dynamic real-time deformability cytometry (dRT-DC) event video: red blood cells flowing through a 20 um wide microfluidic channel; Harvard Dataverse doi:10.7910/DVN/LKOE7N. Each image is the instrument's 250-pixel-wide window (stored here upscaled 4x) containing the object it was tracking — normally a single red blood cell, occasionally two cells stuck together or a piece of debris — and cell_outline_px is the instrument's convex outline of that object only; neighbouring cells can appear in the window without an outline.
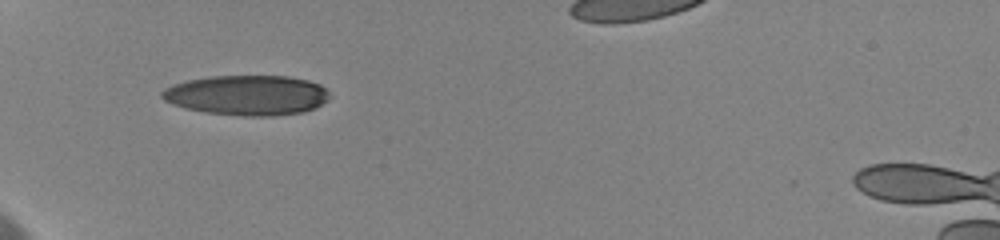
{"species": "human", "species_latin": "Homo sapiens", "temperature_condition": "cold", "stored_images_in_passage": 37, "camera_frame_rate_fps": 3000, "um_per_image_px": 0.085, "donor": {"sex": "female"}, "frame": {"image": 1, "passage_image": 1, "time_ms": 0.0, "image_size_px": [1000, 240], "cell_outline_px": [[332, 96], [328, 100], [316, 108], [304, 112], [276, 116], [240, 116], [204, 112], [184, 108], [172, 104], [164, 100], [160, 96], [160, 92], [164, 88], [172, 84], [188, 80], [212, 76], [288, 76], [308, 80], [320, 84]], "centroid_in_image_um": [21.01, 8.1], "position_along_channel_um": 64.0, "area_um2": 39.59}}
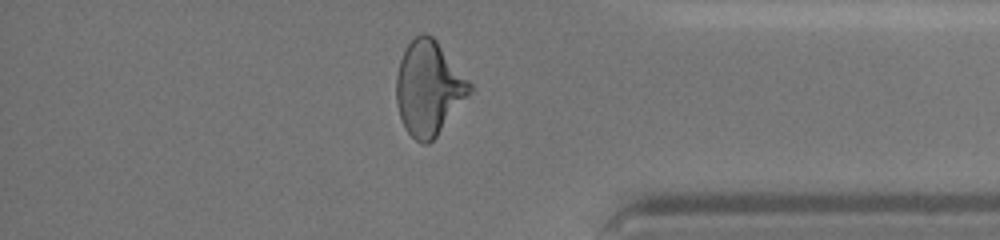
{"frame": {"image": 2, "passage_image": 31, "time_ms": 10.0, "image_size_px": [1000, 240], "cell_outline_px": [[472, 92], [436, 136], [428, 144], [424, 144], [416, 140], [404, 128], [396, 104], [396, 76], [400, 60], [404, 48], [420, 32], [424, 32], [432, 36], [436, 40], [472, 84]], "centroid_in_image_um": [36.43, 7.48], "position_along_channel_um": 398.8, "area_um2": 40.17}}